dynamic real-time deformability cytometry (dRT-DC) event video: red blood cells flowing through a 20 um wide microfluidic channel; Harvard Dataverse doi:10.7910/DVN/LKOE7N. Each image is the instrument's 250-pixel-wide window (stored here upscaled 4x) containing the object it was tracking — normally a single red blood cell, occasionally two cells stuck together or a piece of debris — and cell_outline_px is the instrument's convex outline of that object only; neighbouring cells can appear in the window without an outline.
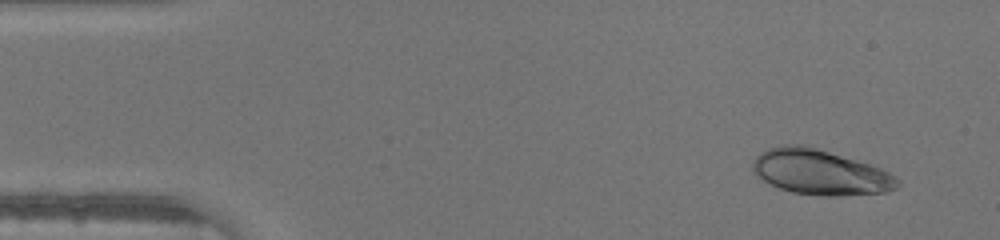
{"species": "human", "species_latin": "Homo sapiens", "temperature_condition": "warm", "stored_images_in_passage": 43, "camera_frame_rate_fps": 3000, "um_per_image_px": 0.085, "donor": {"sex": "male"}, "frame": {"image": 1, "passage_image": 1, "time_ms": 0.0, "image_size_px": [1000, 240], "cell_outline_px": [[900, 184], [896, 188], [884, 192], [840, 196], [820, 196], [792, 192], [780, 188], [764, 180], [752, 168], [752, 160], [760, 152], [768, 148], [784, 144], [804, 144], [856, 160], [880, 168], [896, 176], [900, 180]], "centroid_in_image_um": [69.72, 14.63], "position_along_channel_um": 15.3, "area_um2": 37.97}}
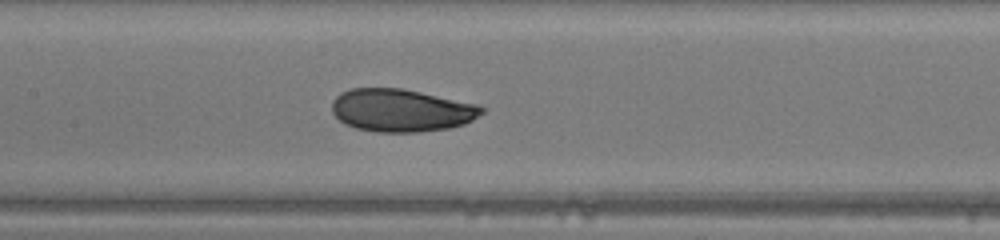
{"frame": {"image": 2, "passage_image": 19, "time_ms": 6.0, "image_size_px": [1000, 240], "cell_outline_px": [[484, 112], [472, 120], [464, 124], [448, 128], [416, 132], [380, 132], [356, 128], [344, 124], [332, 112], [332, 100], [340, 92], [352, 88], [400, 88], [480, 104], [484, 108]], "centroid_in_image_um": [34.11, 9.37], "position_along_channel_um": 173.3, "area_um2": 37.34}}
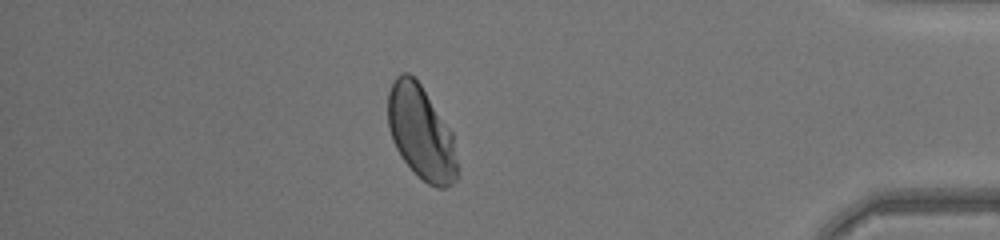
{"frame": {"image": 3, "passage_image": 37, "time_ms": 12.0, "image_size_px": [1000, 240], "cell_outline_px": [[456, 180], [452, 184], [444, 188], [436, 188], [428, 184], [400, 156], [392, 140], [388, 128], [388, 92], [396, 76], [400, 72], [408, 72], [420, 84], [452, 132], [456, 160]], "centroid_in_image_um": [35.77, 11.26], "position_along_channel_um": 399.4, "area_um2": 37.34}}